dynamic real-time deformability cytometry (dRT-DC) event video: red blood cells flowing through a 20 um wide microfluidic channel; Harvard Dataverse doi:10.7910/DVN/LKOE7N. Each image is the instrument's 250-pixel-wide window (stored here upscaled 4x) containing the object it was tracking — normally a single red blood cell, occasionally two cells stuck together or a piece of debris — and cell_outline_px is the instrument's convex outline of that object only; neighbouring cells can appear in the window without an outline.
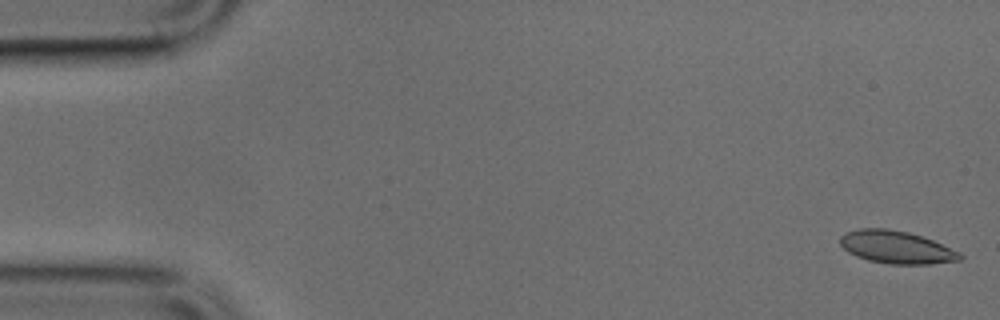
{"species": "common noctule bat (a hibernating species)", "species_latin": "Nyctalus noctula", "temperature_condition": "cold", "stored_images_in_passage": 13, "camera_frame_rate_fps": 3000, "um_per_image_px": 0.085, "animal": {"sex": "male", "body_mass_g": 17.9, "forearm_length_mm": 54.2}, "frame": {"image": 1, "passage_image": 1, "time_ms": 0.0, "image_size_px": [1000, 320], "cell_outline_px": [[964, 256], [960, 260], [928, 264], [888, 264], [868, 260], [856, 256], [848, 252], [840, 244], [840, 236], [844, 232], [860, 228], [888, 228], [908, 232], [932, 240], [960, 252]], "centroid_in_image_um": [76.16, 21.01], "position_along_channel_um": 8.8, "area_um2": 22.83}}
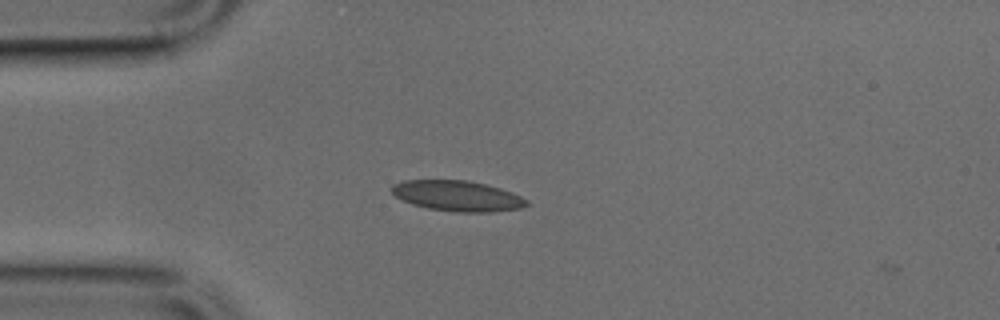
{"frame": {"image": 2, "passage_image": 12, "time_ms": 3.667, "image_size_px": [1000, 320], "cell_outline_px": [[528, 204], [520, 208], [492, 212], [456, 212], [428, 208], [412, 204], [396, 196], [388, 188], [392, 184], [404, 180], [464, 180], [484, 184], [500, 188], [512, 192], [528, 200]], "centroid_in_image_um": [38.85, 16.65], "position_along_channel_um": 46.1, "area_um2": 23.93}}